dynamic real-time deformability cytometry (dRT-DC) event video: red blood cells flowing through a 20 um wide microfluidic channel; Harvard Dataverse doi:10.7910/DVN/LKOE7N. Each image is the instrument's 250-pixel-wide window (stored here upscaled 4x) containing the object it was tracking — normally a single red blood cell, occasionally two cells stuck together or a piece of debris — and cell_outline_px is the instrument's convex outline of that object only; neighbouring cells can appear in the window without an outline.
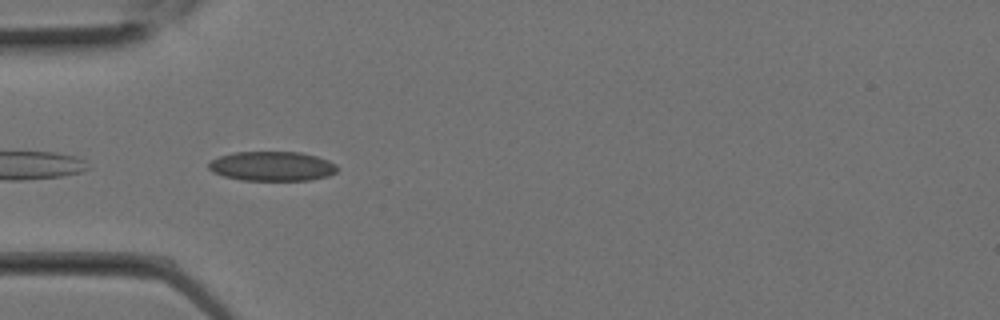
{"species": "Egyptian fruit bat (a non-hibernating species)", "species_latin": "Rousettus aegyptiacus", "temperature_condition": "room temperature", "stored_images_in_passage": 10, "camera_frame_rate_fps": 3000, "um_per_image_px": 0.085, "animal": {"sex": "female"}, "frame": {"image": 1, "passage_image": 7, "time_ms": 2.0, "image_size_px": [1000, 320], "cell_outline_px": [[340, 168], [336, 172], [328, 176], [312, 180], [240, 180], [224, 176], [212, 172], [208, 168], [208, 164], [212, 160], [220, 156], [232, 152], [300, 152], [316, 156], [328, 160], [336, 164]], "centroid_in_image_um": [23.15, 14.13], "position_along_channel_um": 61.9, "area_um2": 22.25}}
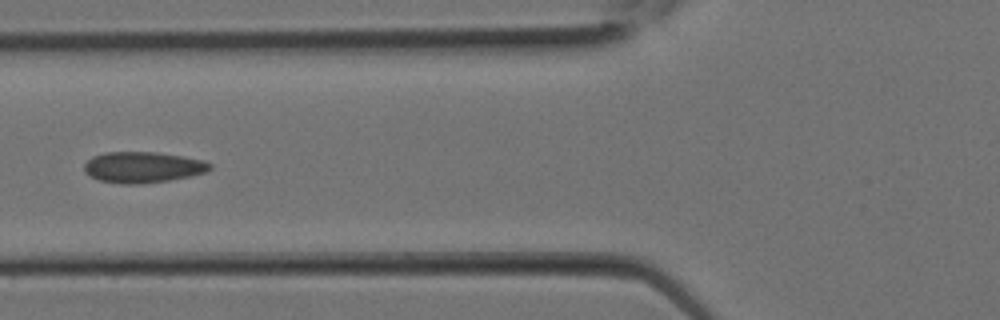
{"frame": {"image": 2, "passage_image": 9, "time_ms": 2.667, "image_size_px": [1000, 320], "cell_outline_px": [[212, 168], [204, 172], [188, 176], [168, 180], [140, 184], [120, 184], [100, 180], [88, 176], [84, 172], [84, 164], [92, 156], [104, 152], [156, 152], [184, 156], [204, 160], [212, 164]], "centroid_in_image_um": [12.11, 14.21], "position_along_channel_um": 113.7, "area_um2": 22.77}}